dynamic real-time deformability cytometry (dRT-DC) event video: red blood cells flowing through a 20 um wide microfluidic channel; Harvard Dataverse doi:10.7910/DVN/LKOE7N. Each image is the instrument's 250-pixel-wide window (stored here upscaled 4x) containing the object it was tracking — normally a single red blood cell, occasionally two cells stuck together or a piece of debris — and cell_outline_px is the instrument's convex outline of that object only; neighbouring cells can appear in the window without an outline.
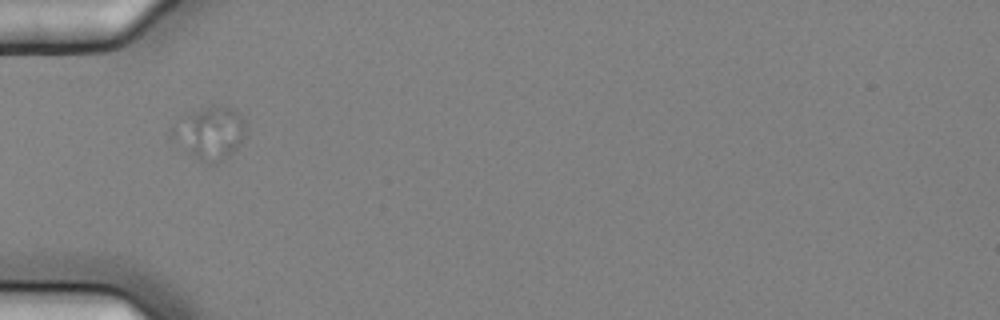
{"species": "common noctule bat (a hibernating species)", "species_latin": "Nyctalus noctula", "temperature_condition": "cold", "stored_images_in_passage": 5, "camera_frame_rate_fps": 3000, "um_per_image_px": 0.085, "animal": {"sex": "female", "body_mass_g": 25.1}, "frame": {"image": 1, "passage_image": 3, "time_ms": 0.667, "image_size_px": [1000, 320], "cell_outline_px": [[244, 136], [236, 148], [228, 156], [216, 164], [208, 164], [200, 160], [192, 152], [188, 136], [188, 112], [208, 108], [232, 108], [240, 112], [244, 120]], "centroid_in_image_um": [18.26, 11.32], "position_along_channel_um": 66.7, "area_um2": 18.55}}
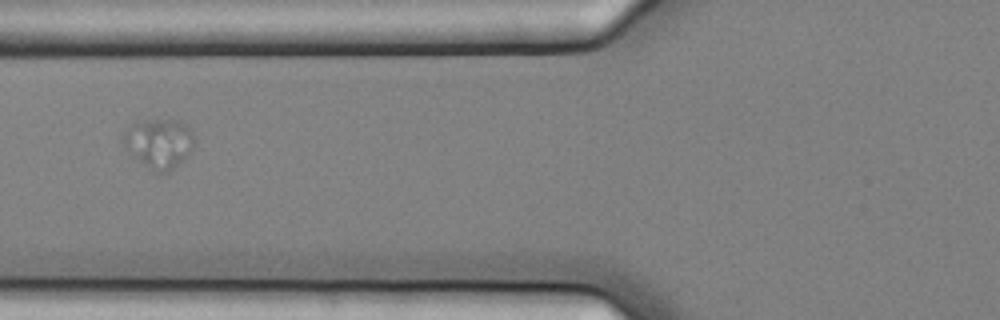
{"frame": {"image": 2, "passage_image": 4, "time_ms": 1.0, "image_size_px": [1000, 320], "cell_outline_px": [[196, 136], [188, 156], [168, 172], [156, 172], [132, 156], [124, 144], [124, 132], [132, 124], [140, 120], [180, 120], [188, 124]], "centroid_in_image_um": [13.56, 12.15], "position_along_channel_um": 112.2, "area_um2": 20.46}}
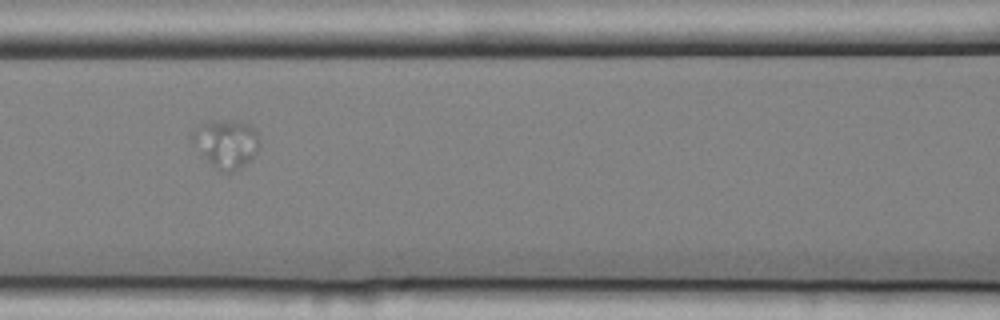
{"frame": {"image": 3, "passage_image": 5, "time_ms": 1.333, "image_size_px": [1000, 320], "cell_outline_px": [[260, 144], [256, 152], [244, 164], [232, 172], [220, 172], [200, 156], [192, 144], [188, 136], [200, 124], [208, 120], [244, 120], [252, 124], [260, 140]], "centroid_in_image_um": [19.17, 12.17], "position_along_channel_um": 147.4, "area_um2": 19.65}}